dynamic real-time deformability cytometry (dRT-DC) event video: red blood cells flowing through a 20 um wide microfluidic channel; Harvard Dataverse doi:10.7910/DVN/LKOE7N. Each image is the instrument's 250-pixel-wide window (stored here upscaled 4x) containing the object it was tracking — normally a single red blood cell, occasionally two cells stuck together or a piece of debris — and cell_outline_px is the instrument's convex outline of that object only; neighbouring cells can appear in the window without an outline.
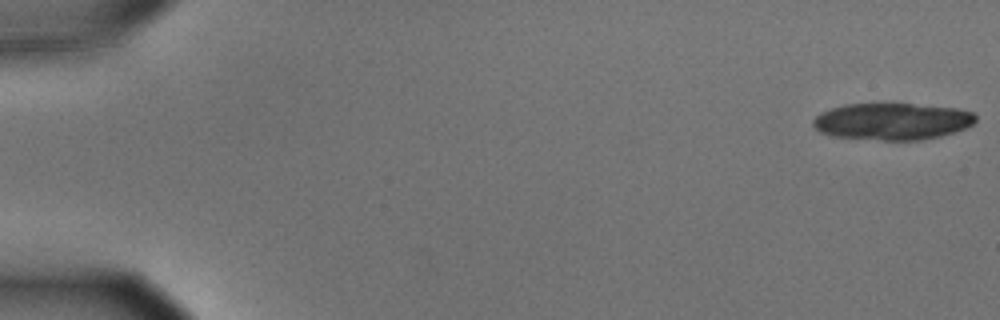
{"species": "common noctule bat (a hibernating species)", "species_latin": "Nyctalus noctula", "temperature_condition": "cold", "stored_images_in_passage": 14, "camera_frame_rate_fps": 3000, "um_per_image_px": 0.085, "animal": {"sex": "male", "body_mass_g": 15.6}, "frame": {"image": 1, "passage_image": 1, "time_ms": 0.0, "image_size_px": [1000, 320], "cell_outline_px": [[976, 120], [972, 124], [964, 128], [940, 136], [920, 140], [884, 140], [832, 136], [820, 132], [812, 124], [812, 120], [820, 112], [844, 104], [912, 104], [956, 108], [972, 112], [976, 116]], "centroid_in_image_um": [75.81, 10.32], "position_along_channel_um": 9.2, "area_um2": 34.68}}